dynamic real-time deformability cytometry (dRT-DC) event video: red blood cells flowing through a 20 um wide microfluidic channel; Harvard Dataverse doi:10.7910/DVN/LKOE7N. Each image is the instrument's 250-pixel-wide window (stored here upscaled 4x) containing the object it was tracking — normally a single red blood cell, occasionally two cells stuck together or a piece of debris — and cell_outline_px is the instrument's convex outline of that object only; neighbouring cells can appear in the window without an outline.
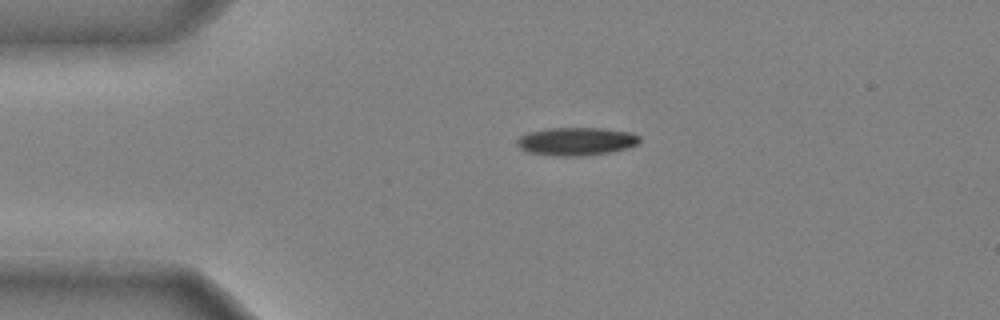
{"species": "common noctule bat (a hibernating species)", "species_latin": "Nyctalus noctula", "temperature_condition": "cold", "stored_images_in_passage": 45, "camera_frame_rate_fps": 3000, "um_per_image_px": 0.085, "animal": {"sex": "male", "body_mass_g": 20.4}, "frame": {"image": 1, "passage_image": 10, "time_ms": 3.0, "image_size_px": [1000, 320], "cell_outline_px": [[640, 140], [636, 144], [628, 148], [612, 152], [580, 156], [552, 156], [528, 152], [520, 148], [516, 144], [516, 140], [520, 136], [528, 132], [548, 128], [604, 128], [628, 132], [640, 136]], "centroid_in_image_um": [48.96, 12.02], "position_along_channel_um": 36.0, "area_um2": 20.17}}
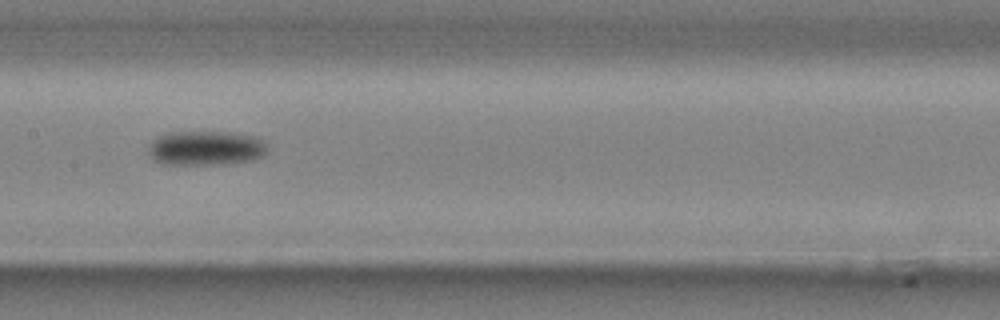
{"frame": {"image": 2, "passage_image": 24, "time_ms": 7.667, "image_size_px": [1000, 320], "cell_outline_px": [[268, 148], [264, 156], [252, 160], [224, 164], [164, 164], [156, 160], [148, 152], [148, 148], [152, 140], [168, 132], [232, 132], [260, 136], [268, 144]], "centroid_in_image_um": [17.58, 12.57], "position_along_channel_um": 189.8, "area_um2": 24.22}}
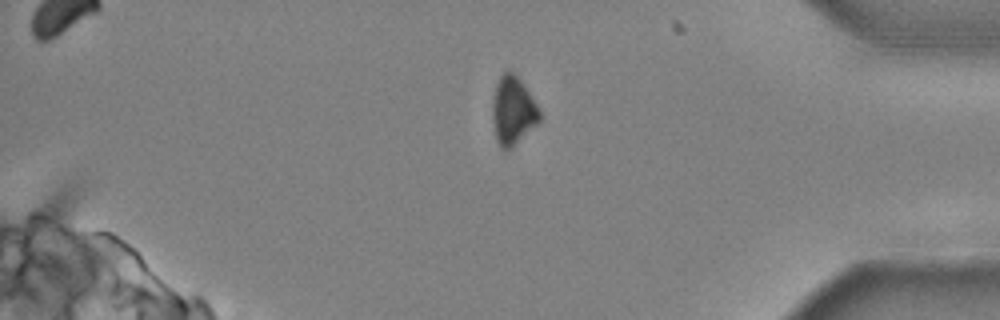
{"frame": {"image": 3, "passage_image": 41, "time_ms": 13.333, "image_size_px": [1000, 320], "cell_outline_px": [[540, 124], [512, 148], [500, 148], [496, 140], [492, 120], [492, 100], [496, 84], [500, 76], [504, 72], [512, 72], [520, 80], [540, 108]], "centroid_in_image_um": [43.61, 9.46], "position_along_channel_um": 391.6, "area_um2": 19.02}, "authors_computed_cell_mechanics": {"area_um2": 21.3282, "velocity_mm_per_s": 3.9818, "shape_relaxation_time_tau1_ms": 1.4092, "shape_relaxation_time_tau2_ms": null, "deformation_change_tau1": 0.1088, "deformation_change_tau2": null}}